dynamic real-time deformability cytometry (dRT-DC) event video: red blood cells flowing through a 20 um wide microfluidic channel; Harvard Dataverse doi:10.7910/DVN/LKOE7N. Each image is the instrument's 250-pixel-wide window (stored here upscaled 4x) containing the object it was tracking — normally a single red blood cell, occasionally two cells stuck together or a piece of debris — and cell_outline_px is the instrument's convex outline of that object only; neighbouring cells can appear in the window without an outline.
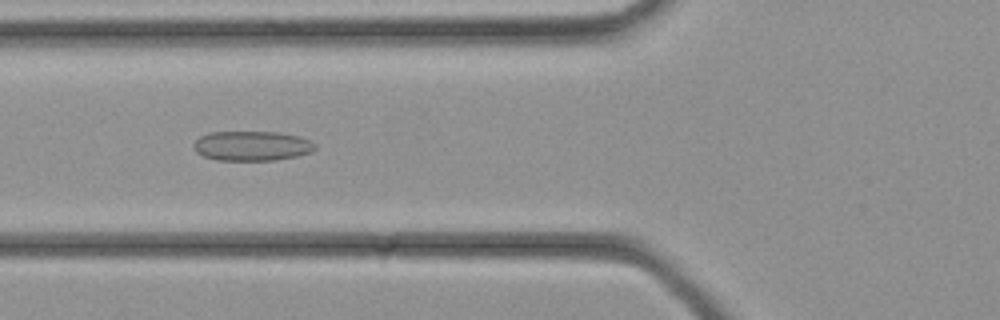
{"species": "common noctule bat (a hibernating species)", "species_latin": "Nyctalus noctula", "temperature_condition": "cold", "stored_images_in_passage": 33, "camera_frame_rate_fps": 3000, "um_per_image_px": 0.085, "animal": {"sex": "female", "body_mass_g": 21.9}, "frame": {"image": 1, "passage_image": 12, "time_ms": 3.667, "image_size_px": [1000, 320], "cell_outline_px": [[316, 148], [312, 152], [296, 156], [276, 160], [216, 160], [204, 156], [196, 152], [192, 148], [192, 144], [200, 136], [208, 132], [280, 132], [296, 136], [308, 140], [316, 144]], "centroid_in_image_um": [21.38, 12.4], "position_along_channel_um": 104.4, "area_um2": 21.1}}
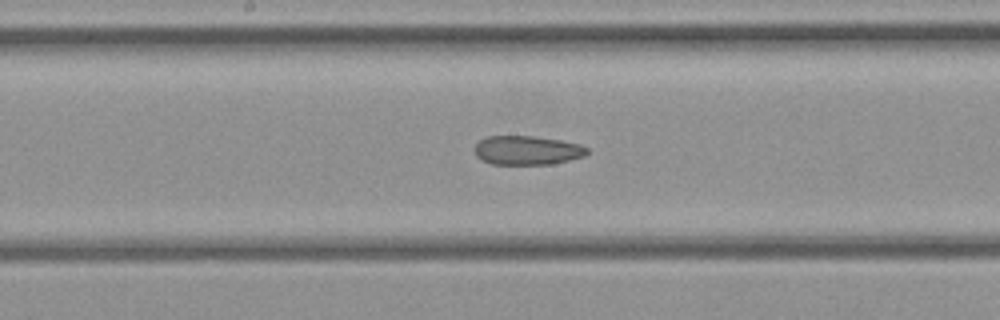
{"frame": {"image": 2, "passage_image": 17, "time_ms": 5.333, "image_size_px": [1000, 320], "cell_outline_px": [[588, 152], [584, 156], [552, 164], [492, 164], [476, 156], [476, 144], [480, 140], [488, 136], [532, 136], [560, 140], [580, 144], [588, 148]], "centroid_in_image_um": [44.83, 12.77], "position_along_channel_um": 203.4, "area_um2": 18.84}}
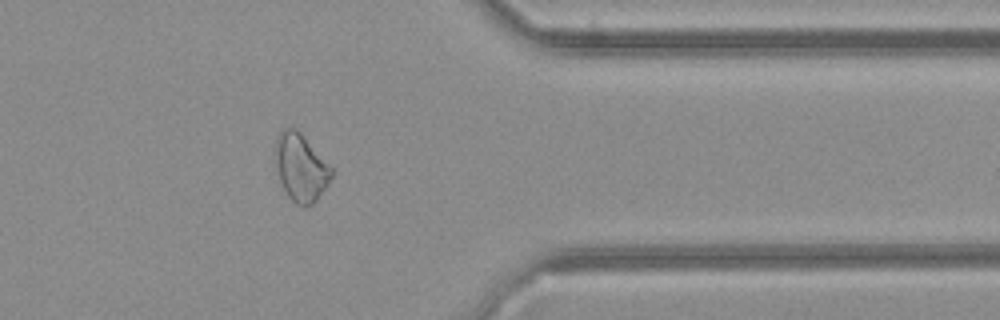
{"frame": {"image": 3, "passage_image": 27, "time_ms": 8.667, "image_size_px": [1000, 320], "cell_outline_px": [[332, 176], [328, 184], [316, 200], [312, 204], [304, 208], [296, 204], [288, 196], [280, 180], [276, 168], [276, 136], [284, 128], [296, 128], [304, 136], [332, 168]], "centroid_in_image_um": [25.57, 14.25], "position_along_channel_um": 385.8, "area_um2": 21.85}}